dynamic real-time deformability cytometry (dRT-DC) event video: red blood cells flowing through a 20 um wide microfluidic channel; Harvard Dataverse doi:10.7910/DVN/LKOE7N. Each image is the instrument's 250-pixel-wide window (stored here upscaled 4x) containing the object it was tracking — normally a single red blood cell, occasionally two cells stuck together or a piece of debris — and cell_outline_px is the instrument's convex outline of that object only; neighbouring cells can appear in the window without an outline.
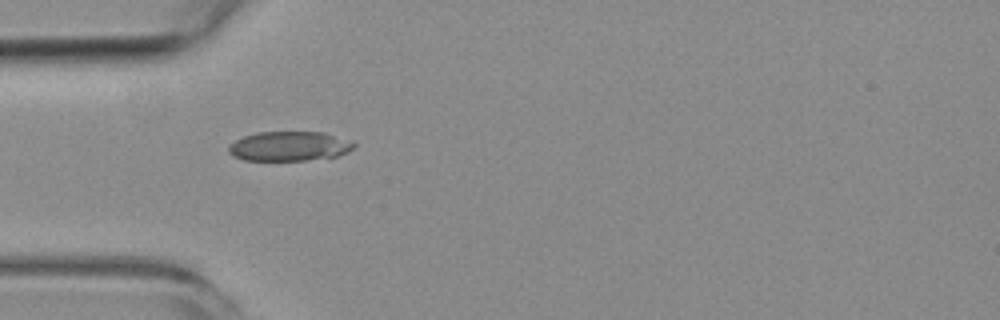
{"species": "common noctule bat (a hibernating species)", "species_latin": "Nyctalus noctula", "temperature_condition": "room temperature", "stored_images_in_passage": 5, "camera_frame_rate_fps": 3000, "um_per_image_px": 0.085, "animal": {"sex": "female", "body_mass_g": 19.3, "forearm_length_mm": 54.1}, "frame": {"image": 1, "passage_image": 4, "time_ms": 3.667, "image_size_px": [1000, 320], "cell_outline_px": [[356, 144], [348, 152], [336, 156], [304, 160], [244, 160], [232, 156], [228, 152], [228, 144], [244, 136], [256, 132], [324, 132], [352, 140]], "centroid_in_image_um": [24.58, 12.42], "position_along_channel_um": 60.4, "area_um2": 21.68}}
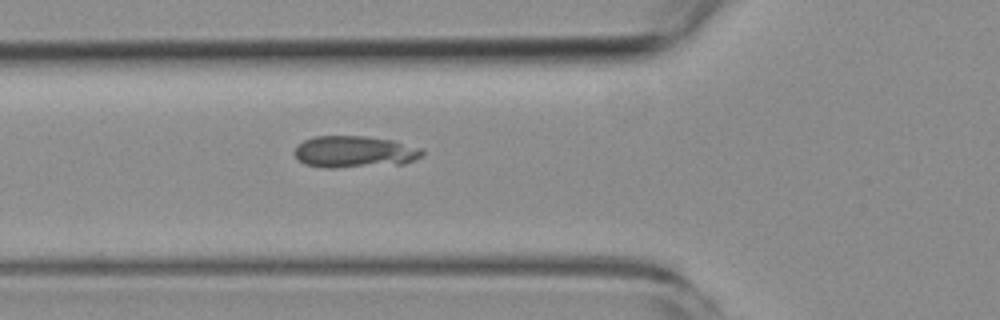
{"frame": {"image": 2, "passage_image": 5, "time_ms": 4.667, "image_size_px": [1000, 320], "cell_outline_px": [[424, 152], [420, 156], [404, 164], [332, 168], [324, 168], [304, 164], [292, 152], [304, 140], [316, 136], [364, 136], [392, 140], [424, 148]], "centroid_in_image_um": [30.15, 12.91], "position_along_channel_um": 95.7, "area_um2": 23.7}}